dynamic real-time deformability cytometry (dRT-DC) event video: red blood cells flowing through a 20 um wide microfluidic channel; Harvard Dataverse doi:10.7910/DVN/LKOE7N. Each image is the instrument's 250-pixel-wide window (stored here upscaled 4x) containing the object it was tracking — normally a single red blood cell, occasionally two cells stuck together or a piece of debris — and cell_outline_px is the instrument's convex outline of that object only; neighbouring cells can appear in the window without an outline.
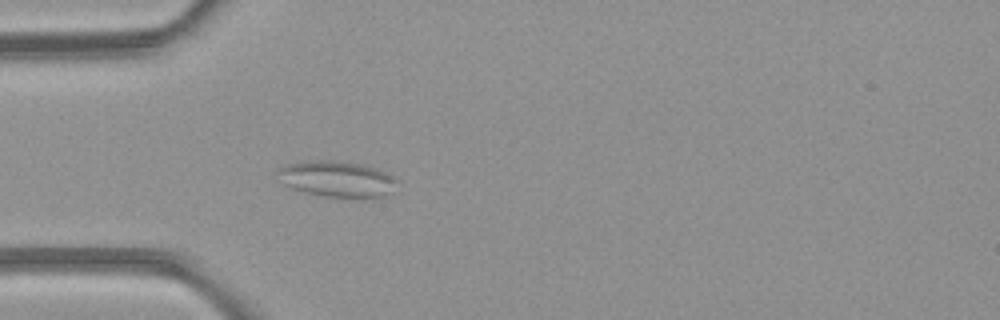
{"species": "common noctule bat (a hibernating species)", "species_latin": "Nyctalus noctula", "temperature_condition": "room temperature", "stored_images_in_passage": 4, "camera_frame_rate_fps": 3000, "um_per_image_px": 0.085, "animal": {"sex": "female", "body_mass_g": 21.9}, "frame": {"image": 1, "passage_image": 4, "time_ms": 3.333, "image_size_px": [1000, 320], "cell_outline_px": [[396, 180], [392, 192], [384, 196], [324, 196], [304, 192], [292, 188], [284, 184], [276, 172], [276, 168], [288, 164], [320, 160], [332, 160], [360, 164], [384, 172], [392, 176]], "centroid_in_image_um": [28.58, 15.2], "position_along_channel_um": 56.4, "area_um2": 24.28}}